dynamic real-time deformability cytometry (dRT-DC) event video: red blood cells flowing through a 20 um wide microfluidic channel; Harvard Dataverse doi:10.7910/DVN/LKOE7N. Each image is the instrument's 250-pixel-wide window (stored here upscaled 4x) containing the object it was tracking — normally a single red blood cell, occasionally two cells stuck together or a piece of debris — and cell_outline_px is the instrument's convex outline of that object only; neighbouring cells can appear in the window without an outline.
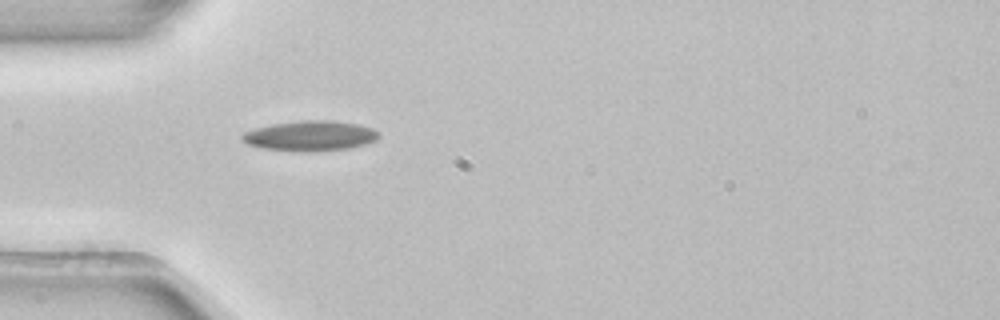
{"species": "common noctule bat (a hibernating species)", "species_latin": "Nyctalus noctula", "temperature_condition": "room temperature", "stored_images_in_passage": 3, "camera_frame_rate_fps": 3000, "um_per_image_px": 0.085, "animal": {"sex": "female", "body_mass_g": 22.7, "forearm_length_mm": 54.2}, "frame": {"image": 1, "passage_image": 3, "time_ms": 0.667, "image_size_px": [1000, 320], "cell_outline_px": [[380, 136], [376, 140], [364, 144], [348, 148], [260, 148], [248, 144], [240, 140], [240, 136], [244, 132], [256, 128], [272, 124], [300, 120], [332, 120], [360, 124], [372, 128]], "centroid_in_image_um": [26.36, 11.47], "position_along_channel_um": 58.6, "area_um2": 22.77}}